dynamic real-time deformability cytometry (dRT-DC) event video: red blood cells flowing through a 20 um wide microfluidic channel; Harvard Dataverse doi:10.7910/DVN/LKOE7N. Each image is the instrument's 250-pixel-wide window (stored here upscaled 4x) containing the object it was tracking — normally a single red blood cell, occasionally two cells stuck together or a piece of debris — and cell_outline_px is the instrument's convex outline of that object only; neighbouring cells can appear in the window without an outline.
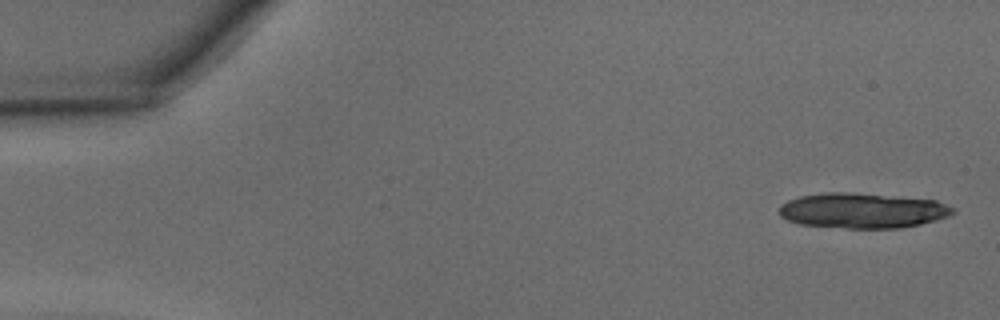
{"species": "common noctule bat (a hibernating species)", "species_latin": "Nyctalus noctula", "temperature_condition": "warm", "stored_images_in_passage": 44, "camera_frame_rate_fps": 3000, "um_per_image_px": 0.085, "animal": {"sex": "male", "body_mass_g": 15.6}, "frame": {"image": 1, "passage_image": 1, "time_ms": 0.0, "image_size_px": [1000, 320], "cell_outline_px": [[956, 212], [948, 216], [936, 220], [920, 224], [900, 228], [848, 228], [800, 224], [788, 220], [780, 216], [780, 204], [788, 200], [800, 196], [824, 192], [852, 192], [936, 200], [956, 208]], "centroid_in_image_um": [73.33, 17.89], "position_along_channel_um": 11.7, "area_um2": 35.72}}
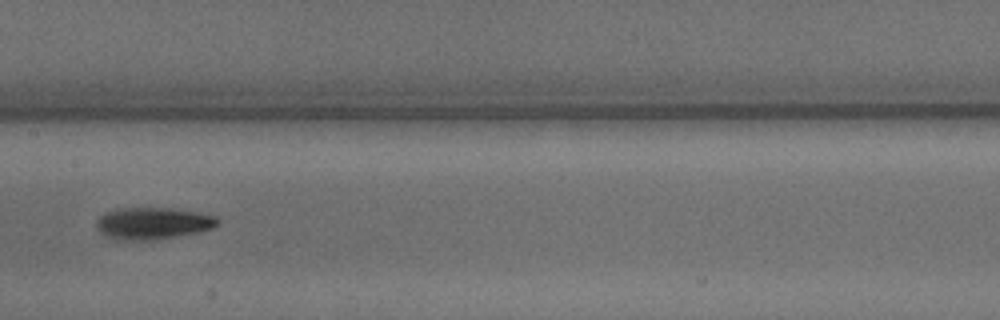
{"frame": {"image": 2, "passage_image": 23, "time_ms": 7.333, "image_size_px": [1000, 320], "cell_outline_px": [[220, 224], [212, 228], [200, 232], [176, 236], [148, 240], [116, 240], [104, 236], [96, 228], [96, 220], [100, 216], [108, 212], [120, 208], [168, 208], [196, 212], [216, 216], [220, 220]], "centroid_in_image_um": [12.99, 18.99], "position_along_channel_um": 194.4, "area_um2": 22.54}}
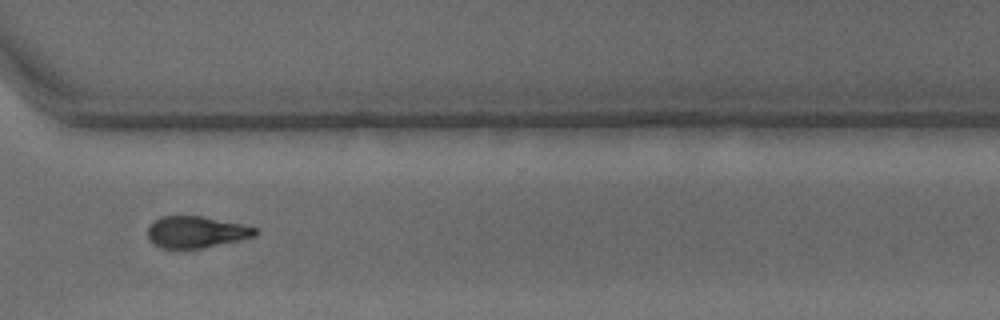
{"frame": {"image": 3, "passage_image": 34, "time_ms": 11.0, "image_size_px": [1000, 320], "cell_outline_px": [[260, 232], [256, 236], [204, 248], [160, 248], [148, 240], [148, 224], [164, 216], [200, 216], [240, 224], [256, 228]], "centroid_in_image_um": [16.66, 19.73], "position_along_channel_um": 353.9, "area_um2": 19.71}, "authors_computed_cell_mechanics": {"area_um2": 21.6172, "velocity_mm_per_s": 4.3597, "shape_relaxation_time_tau1_ms": 2.8736, "shape_relaxation_time_tau2_ms": 10.0939, "deformation_change_tau1": 0.1404, "deformation_change_tau2": 0.2284}}